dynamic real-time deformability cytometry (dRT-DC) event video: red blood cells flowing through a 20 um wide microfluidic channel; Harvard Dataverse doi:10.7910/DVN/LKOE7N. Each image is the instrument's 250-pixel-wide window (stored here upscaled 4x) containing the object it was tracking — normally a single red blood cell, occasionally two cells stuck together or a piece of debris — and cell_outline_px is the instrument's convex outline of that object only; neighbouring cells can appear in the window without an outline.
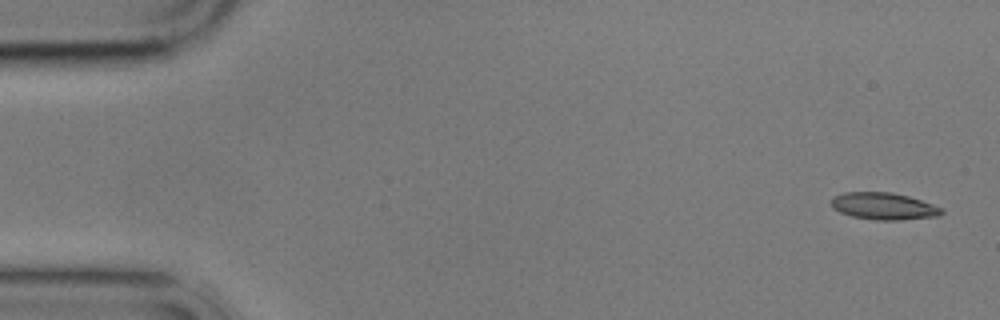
{"species": "common noctule bat (a hibernating species)", "species_latin": "Nyctalus noctula", "temperature_condition": "cold", "stored_images_in_passage": 6, "segment_of_instrument_passage": [1, 2], "camera_frame_rate_fps": 3000, "um_per_image_px": 0.085, "animal": {"sex": "male", "body_mass_g": 17.9}, "frame": {"image": 1, "passage_image": 1, "time_ms": 0.0, "image_size_px": [1000, 320], "cell_outline_px": [[944, 212], [940, 216], [900, 220], [876, 220], [852, 216], [840, 212], [832, 208], [832, 196], [844, 192], [892, 192], [908, 196], [944, 208]], "centroid_in_image_um": [75.13, 17.52], "position_along_channel_um": 9.9, "area_um2": 17.46}}